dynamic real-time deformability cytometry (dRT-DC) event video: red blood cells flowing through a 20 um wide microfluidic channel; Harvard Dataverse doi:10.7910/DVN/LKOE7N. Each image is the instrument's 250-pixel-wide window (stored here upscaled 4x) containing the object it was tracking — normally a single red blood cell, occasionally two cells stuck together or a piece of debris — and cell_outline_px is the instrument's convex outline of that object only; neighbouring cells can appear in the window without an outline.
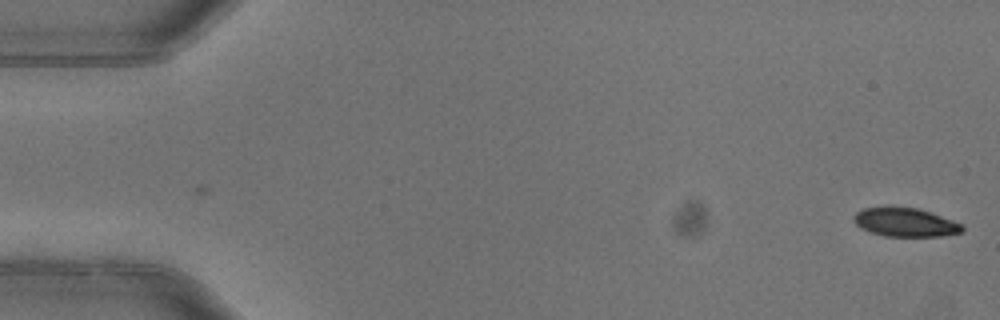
{"species": "common noctule bat (a hibernating species)", "species_latin": "Nyctalus noctula", "temperature_condition": "warm", "stored_images_in_passage": 2, "camera_frame_rate_fps": 3000, "um_per_image_px": 0.085, "animal": {"sex": "female"}, "frame": {"image": 1, "passage_image": 2, "time_ms": 0.333, "image_size_px": [1000, 320], "cell_outline_px": [[964, 232], [940, 236], [884, 236], [860, 228], [852, 220], [852, 216], [856, 212], [864, 208], [920, 208], [952, 220], [960, 224], [964, 228]], "centroid_in_image_um": [76.94, 18.91], "position_along_channel_um": 8.1, "area_um2": 17.92}}